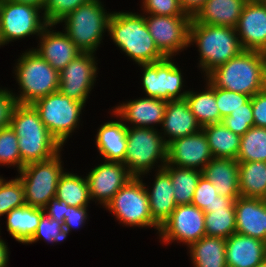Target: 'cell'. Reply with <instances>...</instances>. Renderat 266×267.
I'll return each mask as SVG.
<instances>
[{
    "label": "cell",
    "instance_id": "cell-1",
    "mask_svg": "<svg viewBox=\"0 0 266 267\" xmlns=\"http://www.w3.org/2000/svg\"><path fill=\"white\" fill-rule=\"evenodd\" d=\"M10 127L18 137L21 170L30 163L46 161L61 152L62 145L48 131L32 104H17Z\"/></svg>",
    "mask_w": 266,
    "mask_h": 267
},
{
    "label": "cell",
    "instance_id": "cell-2",
    "mask_svg": "<svg viewBox=\"0 0 266 267\" xmlns=\"http://www.w3.org/2000/svg\"><path fill=\"white\" fill-rule=\"evenodd\" d=\"M214 87L254 96L266 88L263 52L243 50L210 72L206 78Z\"/></svg>",
    "mask_w": 266,
    "mask_h": 267
},
{
    "label": "cell",
    "instance_id": "cell-3",
    "mask_svg": "<svg viewBox=\"0 0 266 267\" xmlns=\"http://www.w3.org/2000/svg\"><path fill=\"white\" fill-rule=\"evenodd\" d=\"M108 34L135 63H155L166 57L158 50L149 29L145 15L132 12H112L108 23Z\"/></svg>",
    "mask_w": 266,
    "mask_h": 267
},
{
    "label": "cell",
    "instance_id": "cell-4",
    "mask_svg": "<svg viewBox=\"0 0 266 267\" xmlns=\"http://www.w3.org/2000/svg\"><path fill=\"white\" fill-rule=\"evenodd\" d=\"M193 43L200 53L198 64L205 76L244 50L236 28L227 26L190 23L189 45Z\"/></svg>",
    "mask_w": 266,
    "mask_h": 267
},
{
    "label": "cell",
    "instance_id": "cell-5",
    "mask_svg": "<svg viewBox=\"0 0 266 267\" xmlns=\"http://www.w3.org/2000/svg\"><path fill=\"white\" fill-rule=\"evenodd\" d=\"M19 94L17 103L33 104L38 99L59 91L60 75L32 48L22 53L14 69Z\"/></svg>",
    "mask_w": 266,
    "mask_h": 267
},
{
    "label": "cell",
    "instance_id": "cell-6",
    "mask_svg": "<svg viewBox=\"0 0 266 267\" xmlns=\"http://www.w3.org/2000/svg\"><path fill=\"white\" fill-rule=\"evenodd\" d=\"M111 13H107L101 0H91L68 14L64 22L65 32L81 52L95 53L103 34L108 31ZM107 30V31H106Z\"/></svg>",
    "mask_w": 266,
    "mask_h": 267
},
{
    "label": "cell",
    "instance_id": "cell-7",
    "mask_svg": "<svg viewBox=\"0 0 266 267\" xmlns=\"http://www.w3.org/2000/svg\"><path fill=\"white\" fill-rule=\"evenodd\" d=\"M156 128L127 126V148L124 164L133 177L151 172L158 161V169L167 164V144Z\"/></svg>",
    "mask_w": 266,
    "mask_h": 267
},
{
    "label": "cell",
    "instance_id": "cell-8",
    "mask_svg": "<svg viewBox=\"0 0 266 267\" xmlns=\"http://www.w3.org/2000/svg\"><path fill=\"white\" fill-rule=\"evenodd\" d=\"M146 186L141 177L131 178L105 208L125 226L154 227L158 234L160 226L151 216Z\"/></svg>",
    "mask_w": 266,
    "mask_h": 267
},
{
    "label": "cell",
    "instance_id": "cell-9",
    "mask_svg": "<svg viewBox=\"0 0 266 267\" xmlns=\"http://www.w3.org/2000/svg\"><path fill=\"white\" fill-rule=\"evenodd\" d=\"M60 153L49 160L27 164L18 172L28 206L43 209L55 198L59 178L64 173Z\"/></svg>",
    "mask_w": 266,
    "mask_h": 267
},
{
    "label": "cell",
    "instance_id": "cell-10",
    "mask_svg": "<svg viewBox=\"0 0 266 267\" xmlns=\"http://www.w3.org/2000/svg\"><path fill=\"white\" fill-rule=\"evenodd\" d=\"M32 105L45 127L62 146L79 126L80 114L85 106L64 96L60 91L42 97Z\"/></svg>",
    "mask_w": 266,
    "mask_h": 267
},
{
    "label": "cell",
    "instance_id": "cell-11",
    "mask_svg": "<svg viewBox=\"0 0 266 267\" xmlns=\"http://www.w3.org/2000/svg\"><path fill=\"white\" fill-rule=\"evenodd\" d=\"M42 10L30 4L0 0V40L4 45L30 35L40 36L48 25Z\"/></svg>",
    "mask_w": 266,
    "mask_h": 267
},
{
    "label": "cell",
    "instance_id": "cell-12",
    "mask_svg": "<svg viewBox=\"0 0 266 267\" xmlns=\"http://www.w3.org/2000/svg\"><path fill=\"white\" fill-rule=\"evenodd\" d=\"M139 66L143 69L142 86L146 97L167 102L185 99L188 90L181 91L184 86L182 72L172 62V58H165L155 63L139 64Z\"/></svg>",
    "mask_w": 266,
    "mask_h": 267
},
{
    "label": "cell",
    "instance_id": "cell-13",
    "mask_svg": "<svg viewBox=\"0 0 266 267\" xmlns=\"http://www.w3.org/2000/svg\"><path fill=\"white\" fill-rule=\"evenodd\" d=\"M187 15L161 16L145 14L146 25L158 50L166 57L189 47V26Z\"/></svg>",
    "mask_w": 266,
    "mask_h": 267
},
{
    "label": "cell",
    "instance_id": "cell-14",
    "mask_svg": "<svg viewBox=\"0 0 266 267\" xmlns=\"http://www.w3.org/2000/svg\"><path fill=\"white\" fill-rule=\"evenodd\" d=\"M205 213L192 204L178 205L170 217L161 225L159 239L164 244L174 241L189 247L205 234Z\"/></svg>",
    "mask_w": 266,
    "mask_h": 267
},
{
    "label": "cell",
    "instance_id": "cell-15",
    "mask_svg": "<svg viewBox=\"0 0 266 267\" xmlns=\"http://www.w3.org/2000/svg\"><path fill=\"white\" fill-rule=\"evenodd\" d=\"M95 58L94 53L81 52L59 73V91L64 96L86 104L97 77Z\"/></svg>",
    "mask_w": 266,
    "mask_h": 267
},
{
    "label": "cell",
    "instance_id": "cell-16",
    "mask_svg": "<svg viewBox=\"0 0 266 267\" xmlns=\"http://www.w3.org/2000/svg\"><path fill=\"white\" fill-rule=\"evenodd\" d=\"M131 178L133 176L124 163L104 161L91 169L86 176L91 200L95 199L98 204L106 207Z\"/></svg>",
    "mask_w": 266,
    "mask_h": 267
},
{
    "label": "cell",
    "instance_id": "cell-17",
    "mask_svg": "<svg viewBox=\"0 0 266 267\" xmlns=\"http://www.w3.org/2000/svg\"><path fill=\"white\" fill-rule=\"evenodd\" d=\"M213 157L203 130L167 144L168 165L202 171Z\"/></svg>",
    "mask_w": 266,
    "mask_h": 267
},
{
    "label": "cell",
    "instance_id": "cell-18",
    "mask_svg": "<svg viewBox=\"0 0 266 267\" xmlns=\"http://www.w3.org/2000/svg\"><path fill=\"white\" fill-rule=\"evenodd\" d=\"M236 32L244 50L262 52L266 48V3L263 0L246 2Z\"/></svg>",
    "mask_w": 266,
    "mask_h": 267
},
{
    "label": "cell",
    "instance_id": "cell-19",
    "mask_svg": "<svg viewBox=\"0 0 266 267\" xmlns=\"http://www.w3.org/2000/svg\"><path fill=\"white\" fill-rule=\"evenodd\" d=\"M53 26L56 25L48 24L43 29L39 36V48L33 50L60 73L81 51L65 32L52 30Z\"/></svg>",
    "mask_w": 266,
    "mask_h": 267
},
{
    "label": "cell",
    "instance_id": "cell-20",
    "mask_svg": "<svg viewBox=\"0 0 266 267\" xmlns=\"http://www.w3.org/2000/svg\"><path fill=\"white\" fill-rule=\"evenodd\" d=\"M166 104L167 101L164 100L143 97L121 103L114 108L112 114L120 118L125 125L128 123L132 124L131 127L154 129L156 124L163 122Z\"/></svg>",
    "mask_w": 266,
    "mask_h": 267
},
{
    "label": "cell",
    "instance_id": "cell-21",
    "mask_svg": "<svg viewBox=\"0 0 266 267\" xmlns=\"http://www.w3.org/2000/svg\"><path fill=\"white\" fill-rule=\"evenodd\" d=\"M202 176L209 180L218 195L226 200L240 196L239 162L236 159L213 157L202 170Z\"/></svg>",
    "mask_w": 266,
    "mask_h": 267
},
{
    "label": "cell",
    "instance_id": "cell-22",
    "mask_svg": "<svg viewBox=\"0 0 266 267\" xmlns=\"http://www.w3.org/2000/svg\"><path fill=\"white\" fill-rule=\"evenodd\" d=\"M234 207L236 233L266 242V204L260 198L239 196Z\"/></svg>",
    "mask_w": 266,
    "mask_h": 267
},
{
    "label": "cell",
    "instance_id": "cell-23",
    "mask_svg": "<svg viewBox=\"0 0 266 267\" xmlns=\"http://www.w3.org/2000/svg\"><path fill=\"white\" fill-rule=\"evenodd\" d=\"M163 139L166 144L173 140L195 134L202 130L186 99L168 101L162 122ZM168 137V139L166 138Z\"/></svg>",
    "mask_w": 266,
    "mask_h": 267
},
{
    "label": "cell",
    "instance_id": "cell-24",
    "mask_svg": "<svg viewBox=\"0 0 266 267\" xmlns=\"http://www.w3.org/2000/svg\"><path fill=\"white\" fill-rule=\"evenodd\" d=\"M227 267H256L266 259V242L239 233L225 240Z\"/></svg>",
    "mask_w": 266,
    "mask_h": 267
},
{
    "label": "cell",
    "instance_id": "cell-25",
    "mask_svg": "<svg viewBox=\"0 0 266 267\" xmlns=\"http://www.w3.org/2000/svg\"><path fill=\"white\" fill-rule=\"evenodd\" d=\"M149 197V210L153 220L161 225L170 217L177 207L174 198L170 174L164 169H158L152 189L146 187Z\"/></svg>",
    "mask_w": 266,
    "mask_h": 267
},
{
    "label": "cell",
    "instance_id": "cell-26",
    "mask_svg": "<svg viewBox=\"0 0 266 267\" xmlns=\"http://www.w3.org/2000/svg\"><path fill=\"white\" fill-rule=\"evenodd\" d=\"M120 120V121H119ZM108 121L98 128L96 146L103 161L124 163L127 148V125L119 118Z\"/></svg>",
    "mask_w": 266,
    "mask_h": 267
},
{
    "label": "cell",
    "instance_id": "cell-27",
    "mask_svg": "<svg viewBox=\"0 0 266 267\" xmlns=\"http://www.w3.org/2000/svg\"><path fill=\"white\" fill-rule=\"evenodd\" d=\"M247 0H208L191 23L236 28Z\"/></svg>",
    "mask_w": 266,
    "mask_h": 267
},
{
    "label": "cell",
    "instance_id": "cell-28",
    "mask_svg": "<svg viewBox=\"0 0 266 267\" xmlns=\"http://www.w3.org/2000/svg\"><path fill=\"white\" fill-rule=\"evenodd\" d=\"M43 213L42 208L27 204L14 208L6 214L7 231L16 241L27 244L35 234Z\"/></svg>",
    "mask_w": 266,
    "mask_h": 267
},
{
    "label": "cell",
    "instance_id": "cell-29",
    "mask_svg": "<svg viewBox=\"0 0 266 267\" xmlns=\"http://www.w3.org/2000/svg\"><path fill=\"white\" fill-rule=\"evenodd\" d=\"M189 249L194 267H227L223 238L204 236L192 243Z\"/></svg>",
    "mask_w": 266,
    "mask_h": 267
},
{
    "label": "cell",
    "instance_id": "cell-30",
    "mask_svg": "<svg viewBox=\"0 0 266 267\" xmlns=\"http://www.w3.org/2000/svg\"><path fill=\"white\" fill-rule=\"evenodd\" d=\"M234 200H224L205 213V234L211 237L229 238L236 233Z\"/></svg>",
    "mask_w": 266,
    "mask_h": 267
},
{
    "label": "cell",
    "instance_id": "cell-31",
    "mask_svg": "<svg viewBox=\"0 0 266 267\" xmlns=\"http://www.w3.org/2000/svg\"><path fill=\"white\" fill-rule=\"evenodd\" d=\"M185 99L201 127L223 121L216 104L215 87L207 79L203 92L188 91Z\"/></svg>",
    "mask_w": 266,
    "mask_h": 267
},
{
    "label": "cell",
    "instance_id": "cell-32",
    "mask_svg": "<svg viewBox=\"0 0 266 267\" xmlns=\"http://www.w3.org/2000/svg\"><path fill=\"white\" fill-rule=\"evenodd\" d=\"M214 157L236 159L241 136L229 130L223 122L202 127Z\"/></svg>",
    "mask_w": 266,
    "mask_h": 267
},
{
    "label": "cell",
    "instance_id": "cell-33",
    "mask_svg": "<svg viewBox=\"0 0 266 267\" xmlns=\"http://www.w3.org/2000/svg\"><path fill=\"white\" fill-rule=\"evenodd\" d=\"M55 198L64 200L69 206L86 207L90 203L88 182L82 176L65 172L60 176Z\"/></svg>",
    "mask_w": 266,
    "mask_h": 267
},
{
    "label": "cell",
    "instance_id": "cell-34",
    "mask_svg": "<svg viewBox=\"0 0 266 267\" xmlns=\"http://www.w3.org/2000/svg\"><path fill=\"white\" fill-rule=\"evenodd\" d=\"M163 168L170 174L176 205L191 204L202 171L168 164Z\"/></svg>",
    "mask_w": 266,
    "mask_h": 267
},
{
    "label": "cell",
    "instance_id": "cell-35",
    "mask_svg": "<svg viewBox=\"0 0 266 267\" xmlns=\"http://www.w3.org/2000/svg\"><path fill=\"white\" fill-rule=\"evenodd\" d=\"M240 196L261 198L266 190V162H239Z\"/></svg>",
    "mask_w": 266,
    "mask_h": 267
},
{
    "label": "cell",
    "instance_id": "cell-36",
    "mask_svg": "<svg viewBox=\"0 0 266 267\" xmlns=\"http://www.w3.org/2000/svg\"><path fill=\"white\" fill-rule=\"evenodd\" d=\"M238 162H266V128L251 127L241 136Z\"/></svg>",
    "mask_w": 266,
    "mask_h": 267
},
{
    "label": "cell",
    "instance_id": "cell-37",
    "mask_svg": "<svg viewBox=\"0 0 266 267\" xmlns=\"http://www.w3.org/2000/svg\"><path fill=\"white\" fill-rule=\"evenodd\" d=\"M25 204L24 187L19 177L9 181L3 178L0 181V217Z\"/></svg>",
    "mask_w": 266,
    "mask_h": 267
},
{
    "label": "cell",
    "instance_id": "cell-38",
    "mask_svg": "<svg viewBox=\"0 0 266 267\" xmlns=\"http://www.w3.org/2000/svg\"><path fill=\"white\" fill-rule=\"evenodd\" d=\"M0 165L17 166L21 171L18 137L10 126L0 129Z\"/></svg>",
    "mask_w": 266,
    "mask_h": 267
},
{
    "label": "cell",
    "instance_id": "cell-39",
    "mask_svg": "<svg viewBox=\"0 0 266 267\" xmlns=\"http://www.w3.org/2000/svg\"><path fill=\"white\" fill-rule=\"evenodd\" d=\"M69 233L62 223L53 220L44 212L41 215L35 234L27 244H32L42 239L47 241V243H58L66 240Z\"/></svg>",
    "mask_w": 266,
    "mask_h": 267
},
{
    "label": "cell",
    "instance_id": "cell-40",
    "mask_svg": "<svg viewBox=\"0 0 266 267\" xmlns=\"http://www.w3.org/2000/svg\"><path fill=\"white\" fill-rule=\"evenodd\" d=\"M91 0H46L42 15L47 24L57 25L72 11Z\"/></svg>",
    "mask_w": 266,
    "mask_h": 267
},
{
    "label": "cell",
    "instance_id": "cell-41",
    "mask_svg": "<svg viewBox=\"0 0 266 267\" xmlns=\"http://www.w3.org/2000/svg\"><path fill=\"white\" fill-rule=\"evenodd\" d=\"M222 122L233 133L243 136L254 126L251 99L237 110L232 111L230 115L223 118Z\"/></svg>",
    "mask_w": 266,
    "mask_h": 267
},
{
    "label": "cell",
    "instance_id": "cell-42",
    "mask_svg": "<svg viewBox=\"0 0 266 267\" xmlns=\"http://www.w3.org/2000/svg\"><path fill=\"white\" fill-rule=\"evenodd\" d=\"M226 200L218 195L213 184L204 176H201L195 189L191 204L201 209L204 213L209 212V208Z\"/></svg>",
    "mask_w": 266,
    "mask_h": 267
},
{
    "label": "cell",
    "instance_id": "cell-43",
    "mask_svg": "<svg viewBox=\"0 0 266 267\" xmlns=\"http://www.w3.org/2000/svg\"><path fill=\"white\" fill-rule=\"evenodd\" d=\"M215 99L220 116L223 119L230 115L232 111L247 103L251 96L215 87Z\"/></svg>",
    "mask_w": 266,
    "mask_h": 267
},
{
    "label": "cell",
    "instance_id": "cell-44",
    "mask_svg": "<svg viewBox=\"0 0 266 267\" xmlns=\"http://www.w3.org/2000/svg\"><path fill=\"white\" fill-rule=\"evenodd\" d=\"M143 14L161 16L185 15L180 7L179 0H142Z\"/></svg>",
    "mask_w": 266,
    "mask_h": 267
},
{
    "label": "cell",
    "instance_id": "cell-45",
    "mask_svg": "<svg viewBox=\"0 0 266 267\" xmlns=\"http://www.w3.org/2000/svg\"><path fill=\"white\" fill-rule=\"evenodd\" d=\"M17 104L12 90L0 88V129L10 126V120Z\"/></svg>",
    "mask_w": 266,
    "mask_h": 267
},
{
    "label": "cell",
    "instance_id": "cell-46",
    "mask_svg": "<svg viewBox=\"0 0 266 267\" xmlns=\"http://www.w3.org/2000/svg\"><path fill=\"white\" fill-rule=\"evenodd\" d=\"M255 127L266 128V88L251 97Z\"/></svg>",
    "mask_w": 266,
    "mask_h": 267
},
{
    "label": "cell",
    "instance_id": "cell-47",
    "mask_svg": "<svg viewBox=\"0 0 266 267\" xmlns=\"http://www.w3.org/2000/svg\"><path fill=\"white\" fill-rule=\"evenodd\" d=\"M87 207L68 206L67 213L64 214V228L69 232L72 229L83 227L87 220ZM80 226V227H79Z\"/></svg>",
    "mask_w": 266,
    "mask_h": 267
},
{
    "label": "cell",
    "instance_id": "cell-48",
    "mask_svg": "<svg viewBox=\"0 0 266 267\" xmlns=\"http://www.w3.org/2000/svg\"><path fill=\"white\" fill-rule=\"evenodd\" d=\"M68 206L64 200L54 198L48 202L43 210L50 218L64 224V214L67 213Z\"/></svg>",
    "mask_w": 266,
    "mask_h": 267
},
{
    "label": "cell",
    "instance_id": "cell-49",
    "mask_svg": "<svg viewBox=\"0 0 266 267\" xmlns=\"http://www.w3.org/2000/svg\"><path fill=\"white\" fill-rule=\"evenodd\" d=\"M208 0H179L185 15L193 19Z\"/></svg>",
    "mask_w": 266,
    "mask_h": 267
},
{
    "label": "cell",
    "instance_id": "cell-50",
    "mask_svg": "<svg viewBox=\"0 0 266 267\" xmlns=\"http://www.w3.org/2000/svg\"><path fill=\"white\" fill-rule=\"evenodd\" d=\"M1 237V236H0ZM9 262V248L5 241L0 238V267H8Z\"/></svg>",
    "mask_w": 266,
    "mask_h": 267
},
{
    "label": "cell",
    "instance_id": "cell-51",
    "mask_svg": "<svg viewBox=\"0 0 266 267\" xmlns=\"http://www.w3.org/2000/svg\"><path fill=\"white\" fill-rule=\"evenodd\" d=\"M7 1H12V2H16V3H23V4H30V5H33V6L40 8L43 11L46 0H7Z\"/></svg>",
    "mask_w": 266,
    "mask_h": 267
},
{
    "label": "cell",
    "instance_id": "cell-52",
    "mask_svg": "<svg viewBox=\"0 0 266 267\" xmlns=\"http://www.w3.org/2000/svg\"><path fill=\"white\" fill-rule=\"evenodd\" d=\"M260 199H261V201H262L263 203L266 204V190H265L264 194L261 196Z\"/></svg>",
    "mask_w": 266,
    "mask_h": 267
},
{
    "label": "cell",
    "instance_id": "cell-53",
    "mask_svg": "<svg viewBox=\"0 0 266 267\" xmlns=\"http://www.w3.org/2000/svg\"><path fill=\"white\" fill-rule=\"evenodd\" d=\"M256 267H266V259H264L260 264H258Z\"/></svg>",
    "mask_w": 266,
    "mask_h": 267
},
{
    "label": "cell",
    "instance_id": "cell-54",
    "mask_svg": "<svg viewBox=\"0 0 266 267\" xmlns=\"http://www.w3.org/2000/svg\"><path fill=\"white\" fill-rule=\"evenodd\" d=\"M262 52H263V56H264L265 66H266V48Z\"/></svg>",
    "mask_w": 266,
    "mask_h": 267
}]
</instances>
